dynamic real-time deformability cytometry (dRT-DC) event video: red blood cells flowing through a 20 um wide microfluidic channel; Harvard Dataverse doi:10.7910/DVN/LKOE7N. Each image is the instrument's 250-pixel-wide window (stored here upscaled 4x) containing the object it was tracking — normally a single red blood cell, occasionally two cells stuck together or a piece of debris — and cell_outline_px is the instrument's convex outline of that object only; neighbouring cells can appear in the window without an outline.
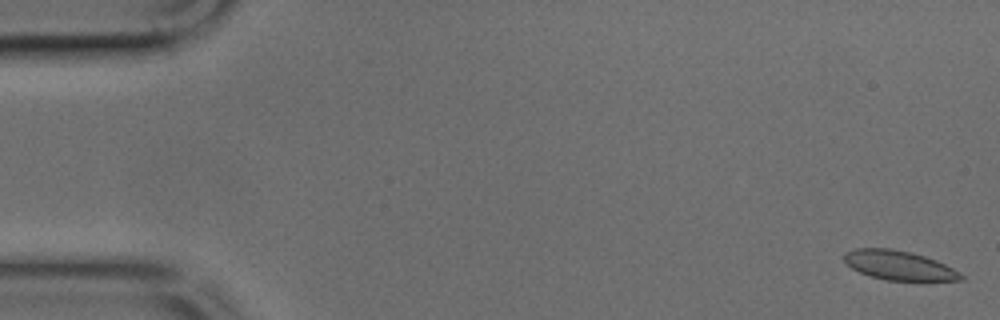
{"species": "common noctule bat (a hibernating species)", "species_latin": "Nyctalus noctula", "temperature_condition": "cold", "stored_images_in_passage": 12, "camera_frame_rate_fps": 3000, "um_per_image_px": 0.085, "animal": {"sex": "male", "body_mass_g": 17.9, "forearm_length_mm": 54.2}, "frame": {"image": 1, "passage_image": 1, "time_ms": 0.0, "image_size_px": [1000, 320], "cell_outline_px": [[964, 280], [884, 280], [860, 272], [852, 268], [844, 260], [844, 252], [856, 248], [892, 248], [912, 252], [936, 260], [960, 272], [964, 276]], "centroid_in_image_um": [76.41, 22.54], "position_along_channel_um": 8.6, "area_um2": 19.83}}